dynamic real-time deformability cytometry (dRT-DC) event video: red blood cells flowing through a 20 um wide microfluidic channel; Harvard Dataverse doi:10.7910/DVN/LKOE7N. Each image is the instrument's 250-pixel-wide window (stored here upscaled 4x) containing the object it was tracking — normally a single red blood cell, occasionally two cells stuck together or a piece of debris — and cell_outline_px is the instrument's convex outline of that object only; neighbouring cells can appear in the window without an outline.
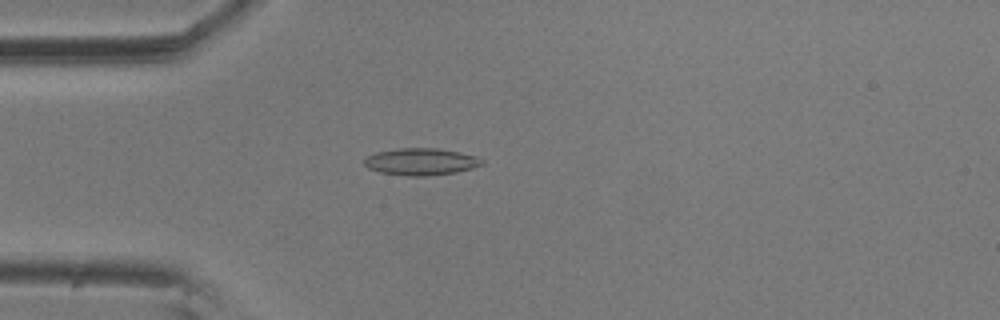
{"species": "common noctule bat (a hibernating species)", "species_latin": "Nyctalus noctula", "temperature_condition": "room temperature", "stored_images_in_passage": 47, "camera_frame_rate_fps": 3000, "um_per_image_px": 0.085, "animal": {"sex": "male", "body_mass_g": 20.5, "forearm_length_mm": 52.5}, "frame": {"image": 1, "passage_image": 6, "time_ms": 1.667, "image_size_px": [1000, 320], "cell_outline_px": [[484, 164], [472, 168], [456, 172], [428, 176], [408, 176], [380, 172], [368, 168], [364, 164], [364, 160], [368, 156], [376, 152], [396, 148], [436, 148], [460, 152], [476, 156], [484, 160]], "centroid_in_image_um": [35.79, 13.74], "position_along_channel_um": 49.2, "area_um2": 18.55}}
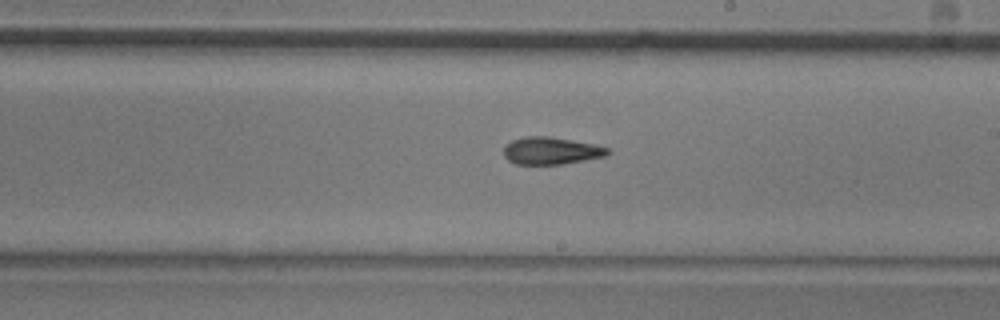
{"frame": {"image": 2, "passage_image": 23, "time_ms": 7.333, "image_size_px": [1000, 320], "cell_outline_px": [[612, 152], [604, 156], [560, 164], [516, 164], [508, 160], [504, 156], [504, 148], [512, 140], [524, 136], [548, 136], [572, 140], [592, 144], [608, 148]], "centroid_in_image_um": [46.82, 12.81], "position_along_channel_um": 242.2, "area_um2": 16.3}}
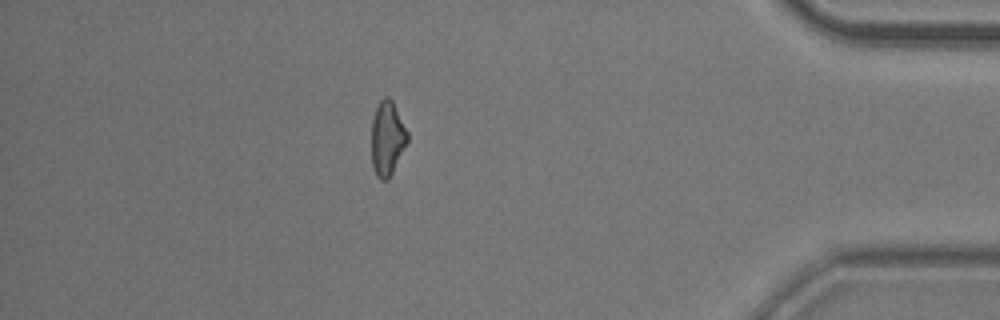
{"frame": {"image": 3, "passage_image": 40, "time_ms": 13.0, "image_size_px": [1000, 320], "cell_outline_px": [[408, 140], [388, 180], [380, 180], [376, 176], [372, 164], [372, 116], [380, 100], [384, 96], [388, 96], [392, 100], [408, 132]], "centroid_in_image_um": [32.91, 11.74], "position_along_channel_um": 402.3, "area_um2": 15.49}, "authors_computed_cell_mechanics": {"area_um2": 16.5308, "velocity_mm_per_s": 3.5787, "shape_relaxation_time_tau1_ms": 9.6518, "shape_relaxation_time_tau2_ms": 4.6718, "deformation_change_tau1": 0.1983, "deformation_change_tau2": 0.1372}}